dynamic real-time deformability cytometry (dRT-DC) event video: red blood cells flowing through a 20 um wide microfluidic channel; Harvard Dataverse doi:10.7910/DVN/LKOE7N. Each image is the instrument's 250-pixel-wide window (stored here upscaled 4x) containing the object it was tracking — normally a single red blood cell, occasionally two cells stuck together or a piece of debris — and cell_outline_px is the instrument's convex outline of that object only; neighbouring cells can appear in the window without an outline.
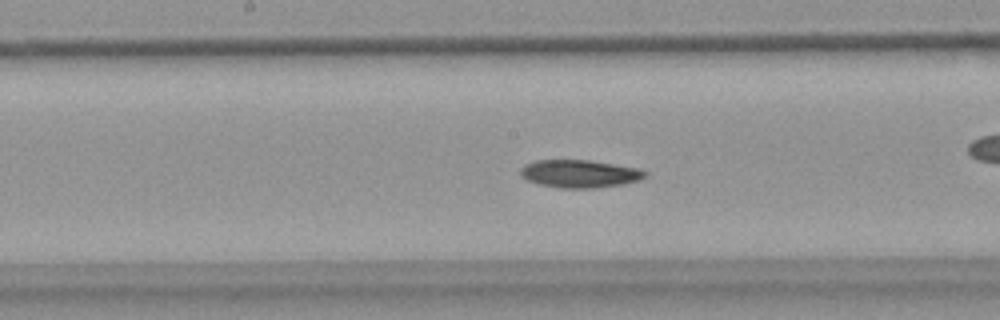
{"species": "common noctule bat (a hibernating species)", "species_latin": "Nyctalus noctula", "temperature_condition": "warm", "stored_images_in_passage": 21, "camera_frame_rate_fps": 3000, "um_per_image_px": 0.085, "animal": {"sex": "female", "body_mass_g": 18.4}, "frame": {"image": 1, "passage_image": 12, "time_ms": 3.667, "image_size_px": [1000, 320], "cell_outline_px": [[648, 172], [644, 176], [636, 180], [624, 184], [596, 188], [556, 188], [536, 184], [520, 176], [520, 168], [524, 164], [536, 160], [588, 160], [640, 168]], "centroid_in_image_um": [49.21, 14.77], "position_along_channel_um": 199.0, "area_um2": 20.35}}
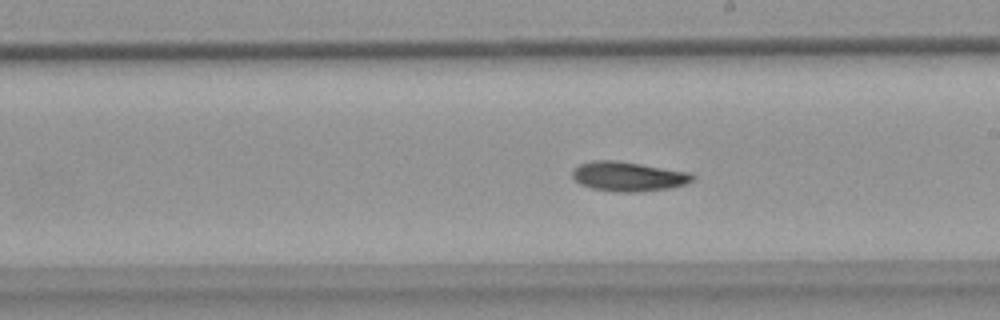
{"frame": {"image": 2, "passage_image": 15, "time_ms": 4.667, "image_size_px": [1000, 320], "cell_outline_px": [[696, 176], [692, 180], [684, 184], [672, 188], [640, 192], [616, 192], [592, 188], [580, 184], [572, 176], [572, 168], [580, 164], [592, 160], [616, 160], [688, 172]], "centroid_in_image_um": [53.37, 15.0], "position_along_channel_um": 235.6, "area_um2": 20.69}}